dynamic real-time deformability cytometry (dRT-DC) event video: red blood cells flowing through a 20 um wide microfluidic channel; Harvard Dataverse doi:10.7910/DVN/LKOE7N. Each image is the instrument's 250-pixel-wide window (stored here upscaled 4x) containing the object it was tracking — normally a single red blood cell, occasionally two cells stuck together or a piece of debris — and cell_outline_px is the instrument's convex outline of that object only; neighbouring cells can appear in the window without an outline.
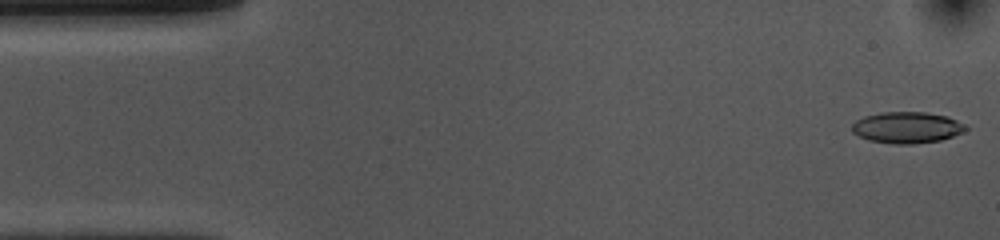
{"species": "common noctule bat (a hibernating species)", "species_latin": "Nyctalus noctula", "temperature_condition": "cold", "stored_images_in_passage": 52, "camera_frame_rate_fps": 3000, "um_per_image_px": 0.085, "animal": {"sex": "female", "body_mass_g": 10.0, "forearm_length_mm": 53.1}, "frame": {"image": 1, "passage_image": 1, "time_ms": 0.0, "image_size_px": [1000, 240], "cell_outline_px": [[968, 128], [964, 132], [940, 140], [912, 144], [896, 144], [868, 140], [852, 132], [852, 124], [856, 120], [864, 116], [880, 112], [928, 112], [948, 116], [964, 124]], "centroid_in_image_um": [77.09, 10.83], "position_along_channel_um": 7.9, "area_um2": 20.81}}
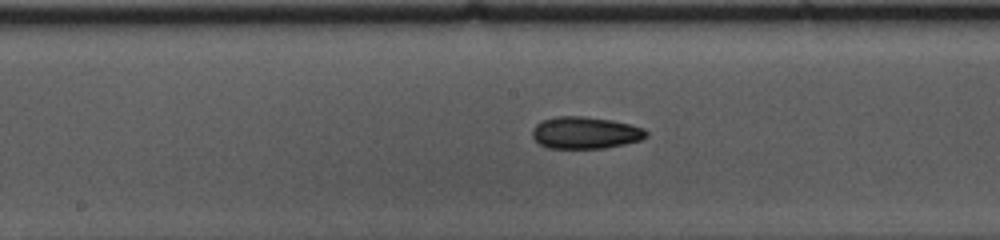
{"frame": {"image": 2, "passage_image": 25, "time_ms": 8.0, "image_size_px": [1000, 240], "cell_outline_px": [[648, 136], [640, 140], [624, 144], [604, 148], [548, 148], [540, 144], [532, 136], [532, 128], [536, 124], [544, 120], [560, 116], [584, 116], [612, 120], [632, 124], [644, 128], [648, 132]], "centroid_in_image_um": [49.78, 11.28], "position_along_channel_um": 198.4, "area_um2": 21.27}}
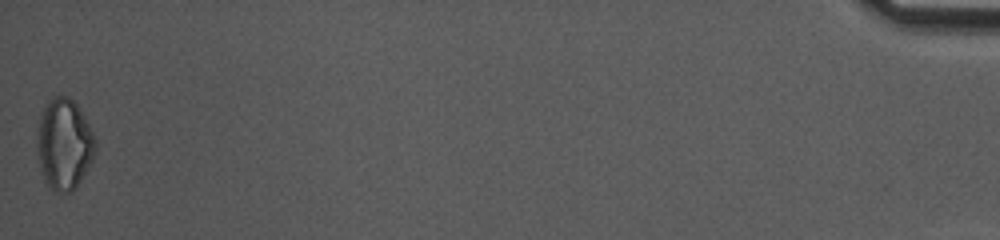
{"frame": {"image": 3, "passage_image": 52, "time_ms": 17.0, "image_size_px": [1000, 240], "cell_outline_px": [[96, 152], [92, 160], [76, 188], [72, 192], [56, 192], [44, 180], [36, 156], [36, 148], [40, 116], [44, 108], [56, 96], [68, 96], [80, 108], [96, 140]], "centroid_in_image_um": [5.45, 12.29], "position_along_channel_um": 429.7, "area_um2": 30.75}, "authors_computed_cell_mechanics": {"area_um2": 20.9814, "velocity_mm_per_s": 3.7314, "shape_relaxation_time_tau1_ms": 7.3027, "shape_relaxation_time_tau2_ms": 11.1086, "deformation_change_tau1": 0.1458, "deformation_change_tau2": 0.1948}}